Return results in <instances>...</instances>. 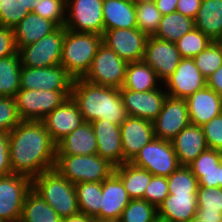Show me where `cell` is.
Instances as JSON below:
<instances>
[{"label": "cell", "instance_id": "1", "mask_svg": "<svg viewBox=\"0 0 222 222\" xmlns=\"http://www.w3.org/2000/svg\"><path fill=\"white\" fill-rule=\"evenodd\" d=\"M8 140L12 173L32 179L55 167L56 143L42 121H21Z\"/></svg>", "mask_w": 222, "mask_h": 222}, {"label": "cell", "instance_id": "2", "mask_svg": "<svg viewBox=\"0 0 222 222\" xmlns=\"http://www.w3.org/2000/svg\"><path fill=\"white\" fill-rule=\"evenodd\" d=\"M71 98L85 122L106 119L120 126L128 116L118 88L99 86L77 78L72 84Z\"/></svg>", "mask_w": 222, "mask_h": 222}, {"label": "cell", "instance_id": "3", "mask_svg": "<svg viewBox=\"0 0 222 222\" xmlns=\"http://www.w3.org/2000/svg\"><path fill=\"white\" fill-rule=\"evenodd\" d=\"M32 190L62 219L80 212L74 184L64 178L55 168L32 178Z\"/></svg>", "mask_w": 222, "mask_h": 222}, {"label": "cell", "instance_id": "4", "mask_svg": "<svg viewBox=\"0 0 222 222\" xmlns=\"http://www.w3.org/2000/svg\"><path fill=\"white\" fill-rule=\"evenodd\" d=\"M102 44V35L74 32L64 27L60 65L74 78H83Z\"/></svg>", "mask_w": 222, "mask_h": 222}, {"label": "cell", "instance_id": "5", "mask_svg": "<svg viewBox=\"0 0 222 222\" xmlns=\"http://www.w3.org/2000/svg\"><path fill=\"white\" fill-rule=\"evenodd\" d=\"M69 182H103L115 171V166L97 154L56 155L54 167Z\"/></svg>", "mask_w": 222, "mask_h": 222}, {"label": "cell", "instance_id": "6", "mask_svg": "<svg viewBox=\"0 0 222 222\" xmlns=\"http://www.w3.org/2000/svg\"><path fill=\"white\" fill-rule=\"evenodd\" d=\"M71 96V90H23L14 96L21 121H42Z\"/></svg>", "mask_w": 222, "mask_h": 222}, {"label": "cell", "instance_id": "7", "mask_svg": "<svg viewBox=\"0 0 222 222\" xmlns=\"http://www.w3.org/2000/svg\"><path fill=\"white\" fill-rule=\"evenodd\" d=\"M127 65V61L102 43L83 79L91 84L120 89L125 80Z\"/></svg>", "mask_w": 222, "mask_h": 222}, {"label": "cell", "instance_id": "8", "mask_svg": "<svg viewBox=\"0 0 222 222\" xmlns=\"http://www.w3.org/2000/svg\"><path fill=\"white\" fill-rule=\"evenodd\" d=\"M130 162L162 177H168L180 166L172 142L159 138L144 145Z\"/></svg>", "mask_w": 222, "mask_h": 222}, {"label": "cell", "instance_id": "9", "mask_svg": "<svg viewBox=\"0 0 222 222\" xmlns=\"http://www.w3.org/2000/svg\"><path fill=\"white\" fill-rule=\"evenodd\" d=\"M64 41V26L35 43L18 50L21 66L52 67L60 65Z\"/></svg>", "mask_w": 222, "mask_h": 222}, {"label": "cell", "instance_id": "10", "mask_svg": "<svg viewBox=\"0 0 222 222\" xmlns=\"http://www.w3.org/2000/svg\"><path fill=\"white\" fill-rule=\"evenodd\" d=\"M32 189V179L26 175L0 176V218L4 222H19L24 199Z\"/></svg>", "mask_w": 222, "mask_h": 222}, {"label": "cell", "instance_id": "11", "mask_svg": "<svg viewBox=\"0 0 222 222\" xmlns=\"http://www.w3.org/2000/svg\"><path fill=\"white\" fill-rule=\"evenodd\" d=\"M64 27L74 32L102 35L104 32L103 1L67 0Z\"/></svg>", "mask_w": 222, "mask_h": 222}, {"label": "cell", "instance_id": "12", "mask_svg": "<svg viewBox=\"0 0 222 222\" xmlns=\"http://www.w3.org/2000/svg\"><path fill=\"white\" fill-rule=\"evenodd\" d=\"M74 78L61 65L52 67H25L20 74L23 90H72Z\"/></svg>", "mask_w": 222, "mask_h": 222}, {"label": "cell", "instance_id": "13", "mask_svg": "<svg viewBox=\"0 0 222 222\" xmlns=\"http://www.w3.org/2000/svg\"><path fill=\"white\" fill-rule=\"evenodd\" d=\"M152 123L155 138L171 142L190 125L186 100L167 96L161 112Z\"/></svg>", "mask_w": 222, "mask_h": 222}, {"label": "cell", "instance_id": "14", "mask_svg": "<svg viewBox=\"0 0 222 222\" xmlns=\"http://www.w3.org/2000/svg\"><path fill=\"white\" fill-rule=\"evenodd\" d=\"M148 36L138 28L104 30L102 43L129 62L143 60Z\"/></svg>", "mask_w": 222, "mask_h": 222}, {"label": "cell", "instance_id": "15", "mask_svg": "<svg viewBox=\"0 0 222 222\" xmlns=\"http://www.w3.org/2000/svg\"><path fill=\"white\" fill-rule=\"evenodd\" d=\"M119 90L127 115L151 122L158 117L168 96L163 84L158 89L144 92L125 88Z\"/></svg>", "mask_w": 222, "mask_h": 222}, {"label": "cell", "instance_id": "16", "mask_svg": "<svg viewBox=\"0 0 222 222\" xmlns=\"http://www.w3.org/2000/svg\"><path fill=\"white\" fill-rule=\"evenodd\" d=\"M181 59L176 43L148 37L143 61L156 72L162 83L175 71Z\"/></svg>", "mask_w": 222, "mask_h": 222}, {"label": "cell", "instance_id": "17", "mask_svg": "<svg viewBox=\"0 0 222 222\" xmlns=\"http://www.w3.org/2000/svg\"><path fill=\"white\" fill-rule=\"evenodd\" d=\"M206 86V79L192 58H182L175 71L163 82L168 96L186 99Z\"/></svg>", "mask_w": 222, "mask_h": 222}, {"label": "cell", "instance_id": "18", "mask_svg": "<svg viewBox=\"0 0 222 222\" xmlns=\"http://www.w3.org/2000/svg\"><path fill=\"white\" fill-rule=\"evenodd\" d=\"M42 122L52 140L57 144L85 121L79 111L78 105L70 96L60 106L50 112Z\"/></svg>", "mask_w": 222, "mask_h": 222}, {"label": "cell", "instance_id": "19", "mask_svg": "<svg viewBox=\"0 0 222 222\" xmlns=\"http://www.w3.org/2000/svg\"><path fill=\"white\" fill-rule=\"evenodd\" d=\"M124 163L130 162L141 148L155 138L153 123L138 117L127 116L120 125Z\"/></svg>", "mask_w": 222, "mask_h": 222}, {"label": "cell", "instance_id": "20", "mask_svg": "<svg viewBox=\"0 0 222 222\" xmlns=\"http://www.w3.org/2000/svg\"><path fill=\"white\" fill-rule=\"evenodd\" d=\"M97 140V155L109 161L112 165L124 163V153L121 143L120 126L106 119L91 122Z\"/></svg>", "mask_w": 222, "mask_h": 222}, {"label": "cell", "instance_id": "21", "mask_svg": "<svg viewBox=\"0 0 222 222\" xmlns=\"http://www.w3.org/2000/svg\"><path fill=\"white\" fill-rule=\"evenodd\" d=\"M191 125L203 126L221 114L222 96L205 86L186 99Z\"/></svg>", "mask_w": 222, "mask_h": 222}, {"label": "cell", "instance_id": "22", "mask_svg": "<svg viewBox=\"0 0 222 222\" xmlns=\"http://www.w3.org/2000/svg\"><path fill=\"white\" fill-rule=\"evenodd\" d=\"M171 142L180 166H188L208 149L202 126L190 124Z\"/></svg>", "mask_w": 222, "mask_h": 222}, {"label": "cell", "instance_id": "23", "mask_svg": "<svg viewBox=\"0 0 222 222\" xmlns=\"http://www.w3.org/2000/svg\"><path fill=\"white\" fill-rule=\"evenodd\" d=\"M130 201L121 179L113 173L102 182L100 219H119Z\"/></svg>", "mask_w": 222, "mask_h": 222}, {"label": "cell", "instance_id": "24", "mask_svg": "<svg viewBox=\"0 0 222 222\" xmlns=\"http://www.w3.org/2000/svg\"><path fill=\"white\" fill-rule=\"evenodd\" d=\"M97 151L96 136L89 122H84L56 144V155H90Z\"/></svg>", "mask_w": 222, "mask_h": 222}, {"label": "cell", "instance_id": "25", "mask_svg": "<svg viewBox=\"0 0 222 222\" xmlns=\"http://www.w3.org/2000/svg\"><path fill=\"white\" fill-rule=\"evenodd\" d=\"M197 193L169 194L158 206V218L168 222H187L196 216Z\"/></svg>", "mask_w": 222, "mask_h": 222}, {"label": "cell", "instance_id": "26", "mask_svg": "<svg viewBox=\"0 0 222 222\" xmlns=\"http://www.w3.org/2000/svg\"><path fill=\"white\" fill-rule=\"evenodd\" d=\"M57 28L58 26L51 20L30 12L13 28L17 51L51 34Z\"/></svg>", "mask_w": 222, "mask_h": 222}, {"label": "cell", "instance_id": "27", "mask_svg": "<svg viewBox=\"0 0 222 222\" xmlns=\"http://www.w3.org/2000/svg\"><path fill=\"white\" fill-rule=\"evenodd\" d=\"M104 30L137 28L136 5L131 0L103 1Z\"/></svg>", "mask_w": 222, "mask_h": 222}, {"label": "cell", "instance_id": "28", "mask_svg": "<svg viewBox=\"0 0 222 222\" xmlns=\"http://www.w3.org/2000/svg\"><path fill=\"white\" fill-rule=\"evenodd\" d=\"M194 22L196 29L216 41L222 34V0H202Z\"/></svg>", "mask_w": 222, "mask_h": 222}, {"label": "cell", "instance_id": "29", "mask_svg": "<svg viewBox=\"0 0 222 222\" xmlns=\"http://www.w3.org/2000/svg\"><path fill=\"white\" fill-rule=\"evenodd\" d=\"M162 84L156 72L141 60L128 63L125 80L121 88L144 92L158 89Z\"/></svg>", "mask_w": 222, "mask_h": 222}, {"label": "cell", "instance_id": "30", "mask_svg": "<svg viewBox=\"0 0 222 222\" xmlns=\"http://www.w3.org/2000/svg\"><path fill=\"white\" fill-rule=\"evenodd\" d=\"M114 173L121 179L131 199H144L145 189L153 176L148 170L125 162L116 166Z\"/></svg>", "mask_w": 222, "mask_h": 222}, {"label": "cell", "instance_id": "31", "mask_svg": "<svg viewBox=\"0 0 222 222\" xmlns=\"http://www.w3.org/2000/svg\"><path fill=\"white\" fill-rule=\"evenodd\" d=\"M55 210L32 189L27 193L19 222H61Z\"/></svg>", "mask_w": 222, "mask_h": 222}, {"label": "cell", "instance_id": "32", "mask_svg": "<svg viewBox=\"0 0 222 222\" xmlns=\"http://www.w3.org/2000/svg\"><path fill=\"white\" fill-rule=\"evenodd\" d=\"M74 186L79 211L95 219H100L102 182H81L74 184Z\"/></svg>", "mask_w": 222, "mask_h": 222}, {"label": "cell", "instance_id": "33", "mask_svg": "<svg viewBox=\"0 0 222 222\" xmlns=\"http://www.w3.org/2000/svg\"><path fill=\"white\" fill-rule=\"evenodd\" d=\"M194 28V19L176 11L162 16L160 26L154 37L175 43Z\"/></svg>", "mask_w": 222, "mask_h": 222}, {"label": "cell", "instance_id": "34", "mask_svg": "<svg viewBox=\"0 0 222 222\" xmlns=\"http://www.w3.org/2000/svg\"><path fill=\"white\" fill-rule=\"evenodd\" d=\"M21 62L18 51L8 57L0 58V94L11 97L20 90Z\"/></svg>", "mask_w": 222, "mask_h": 222}, {"label": "cell", "instance_id": "35", "mask_svg": "<svg viewBox=\"0 0 222 222\" xmlns=\"http://www.w3.org/2000/svg\"><path fill=\"white\" fill-rule=\"evenodd\" d=\"M135 5L137 28L148 37L154 36L163 15L157 9L154 1L141 2Z\"/></svg>", "mask_w": 222, "mask_h": 222}, {"label": "cell", "instance_id": "36", "mask_svg": "<svg viewBox=\"0 0 222 222\" xmlns=\"http://www.w3.org/2000/svg\"><path fill=\"white\" fill-rule=\"evenodd\" d=\"M157 218V207L144 199H131L119 220L121 222H154Z\"/></svg>", "mask_w": 222, "mask_h": 222}, {"label": "cell", "instance_id": "37", "mask_svg": "<svg viewBox=\"0 0 222 222\" xmlns=\"http://www.w3.org/2000/svg\"><path fill=\"white\" fill-rule=\"evenodd\" d=\"M169 194L197 193L199 182L188 166H179L168 177Z\"/></svg>", "mask_w": 222, "mask_h": 222}, {"label": "cell", "instance_id": "38", "mask_svg": "<svg viewBox=\"0 0 222 222\" xmlns=\"http://www.w3.org/2000/svg\"><path fill=\"white\" fill-rule=\"evenodd\" d=\"M213 41L199 29L184 34L176 43L181 58H194L206 49Z\"/></svg>", "mask_w": 222, "mask_h": 222}, {"label": "cell", "instance_id": "39", "mask_svg": "<svg viewBox=\"0 0 222 222\" xmlns=\"http://www.w3.org/2000/svg\"><path fill=\"white\" fill-rule=\"evenodd\" d=\"M202 76L207 79L222 65V47L213 41L206 49L193 58Z\"/></svg>", "mask_w": 222, "mask_h": 222}, {"label": "cell", "instance_id": "40", "mask_svg": "<svg viewBox=\"0 0 222 222\" xmlns=\"http://www.w3.org/2000/svg\"><path fill=\"white\" fill-rule=\"evenodd\" d=\"M29 13L22 0H0V26L13 29Z\"/></svg>", "mask_w": 222, "mask_h": 222}, {"label": "cell", "instance_id": "41", "mask_svg": "<svg viewBox=\"0 0 222 222\" xmlns=\"http://www.w3.org/2000/svg\"><path fill=\"white\" fill-rule=\"evenodd\" d=\"M33 13L51 20L58 27L66 23V2L64 0H40Z\"/></svg>", "mask_w": 222, "mask_h": 222}, {"label": "cell", "instance_id": "42", "mask_svg": "<svg viewBox=\"0 0 222 222\" xmlns=\"http://www.w3.org/2000/svg\"><path fill=\"white\" fill-rule=\"evenodd\" d=\"M197 211L222 212V188L198 186Z\"/></svg>", "mask_w": 222, "mask_h": 222}, {"label": "cell", "instance_id": "43", "mask_svg": "<svg viewBox=\"0 0 222 222\" xmlns=\"http://www.w3.org/2000/svg\"><path fill=\"white\" fill-rule=\"evenodd\" d=\"M20 122L15 99L11 97L0 98V132L9 133Z\"/></svg>", "mask_w": 222, "mask_h": 222}, {"label": "cell", "instance_id": "44", "mask_svg": "<svg viewBox=\"0 0 222 222\" xmlns=\"http://www.w3.org/2000/svg\"><path fill=\"white\" fill-rule=\"evenodd\" d=\"M169 195L167 177L153 175L144 192V200L158 208Z\"/></svg>", "mask_w": 222, "mask_h": 222}, {"label": "cell", "instance_id": "45", "mask_svg": "<svg viewBox=\"0 0 222 222\" xmlns=\"http://www.w3.org/2000/svg\"><path fill=\"white\" fill-rule=\"evenodd\" d=\"M209 149L222 151V114L202 126Z\"/></svg>", "mask_w": 222, "mask_h": 222}, {"label": "cell", "instance_id": "46", "mask_svg": "<svg viewBox=\"0 0 222 222\" xmlns=\"http://www.w3.org/2000/svg\"><path fill=\"white\" fill-rule=\"evenodd\" d=\"M222 161V151L207 149L202 152L191 164L188 165L191 171H210L216 168Z\"/></svg>", "mask_w": 222, "mask_h": 222}, {"label": "cell", "instance_id": "47", "mask_svg": "<svg viewBox=\"0 0 222 222\" xmlns=\"http://www.w3.org/2000/svg\"><path fill=\"white\" fill-rule=\"evenodd\" d=\"M198 179L199 186L205 188L219 187L221 182V162L216 165L214 170L210 171H191Z\"/></svg>", "mask_w": 222, "mask_h": 222}, {"label": "cell", "instance_id": "48", "mask_svg": "<svg viewBox=\"0 0 222 222\" xmlns=\"http://www.w3.org/2000/svg\"><path fill=\"white\" fill-rule=\"evenodd\" d=\"M16 52L13 29L0 26V58L11 56Z\"/></svg>", "mask_w": 222, "mask_h": 222}, {"label": "cell", "instance_id": "49", "mask_svg": "<svg viewBox=\"0 0 222 222\" xmlns=\"http://www.w3.org/2000/svg\"><path fill=\"white\" fill-rule=\"evenodd\" d=\"M12 174L8 133L0 132V176Z\"/></svg>", "mask_w": 222, "mask_h": 222}, {"label": "cell", "instance_id": "50", "mask_svg": "<svg viewBox=\"0 0 222 222\" xmlns=\"http://www.w3.org/2000/svg\"><path fill=\"white\" fill-rule=\"evenodd\" d=\"M202 0H178L176 11L180 14L195 19Z\"/></svg>", "mask_w": 222, "mask_h": 222}, {"label": "cell", "instance_id": "51", "mask_svg": "<svg viewBox=\"0 0 222 222\" xmlns=\"http://www.w3.org/2000/svg\"><path fill=\"white\" fill-rule=\"evenodd\" d=\"M206 86L222 96V65L206 79Z\"/></svg>", "mask_w": 222, "mask_h": 222}, {"label": "cell", "instance_id": "52", "mask_svg": "<svg viewBox=\"0 0 222 222\" xmlns=\"http://www.w3.org/2000/svg\"><path fill=\"white\" fill-rule=\"evenodd\" d=\"M154 2L162 15L176 12L178 0H154Z\"/></svg>", "mask_w": 222, "mask_h": 222}, {"label": "cell", "instance_id": "53", "mask_svg": "<svg viewBox=\"0 0 222 222\" xmlns=\"http://www.w3.org/2000/svg\"><path fill=\"white\" fill-rule=\"evenodd\" d=\"M196 216L204 222H222V212L197 211Z\"/></svg>", "mask_w": 222, "mask_h": 222}, {"label": "cell", "instance_id": "54", "mask_svg": "<svg viewBox=\"0 0 222 222\" xmlns=\"http://www.w3.org/2000/svg\"><path fill=\"white\" fill-rule=\"evenodd\" d=\"M94 220L95 218L81 212L62 219L63 222H94Z\"/></svg>", "mask_w": 222, "mask_h": 222}, {"label": "cell", "instance_id": "55", "mask_svg": "<svg viewBox=\"0 0 222 222\" xmlns=\"http://www.w3.org/2000/svg\"><path fill=\"white\" fill-rule=\"evenodd\" d=\"M22 1H23L24 8L27 11L32 12L40 0H22Z\"/></svg>", "mask_w": 222, "mask_h": 222}, {"label": "cell", "instance_id": "56", "mask_svg": "<svg viewBox=\"0 0 222 222\" xmlns=\"http://www.w3.org/2000/svg\"><path fill=\"white\" fill-rule=\"evenodd\" d=\"M94 222H121L119 219H95Z\"/></svg>", "mask_w": 222, "mask_h": 222}, {"label": "cell", "instance_id": "57", "mask_svg": "<svg viewBox=\"0 0 222 222\" xmlns=\"http://www.w3.org/2000/svg\"><path fill=\"white\" fill-rule=\"evenodd\" d=\"M187 222H204V221L199 219V217L194 216L193 218L189 219Z\"/></svg>", "mask_w": 222, "mask_h": 222}, {"label": "cell", "instance_id": "58", "mask_svg": "<svg viewBox=\"0 0 222 222\" xmlns=\"http://www.w3.org/2000/svg\"><path fill=\"white\" fill-rule=\"evenodd\" d=\"M134 4H138V3H141V2H151V1H154V0H131Z\"/></svg>", "mask_w": 222, "mask_h": 222}, {"label": "cell", "instance_id": "59", "mask_svg": "<svg viewBox=\"0 0 222 222\" xmlns=\"http://www.w3.org/2000/svg\"><path fill=\"white\" fill-rule=\"evenodd\" d=\"M216 42L222 47V34L220 37L216 40Z\"/></svg>", "mask_w": 222, "mask_h": 222}, {"label": "cell", "instance_id": "60", "mask_svg": "<svg viewBox=\"0 0 222 222\" xmlns=\"http://www.w3.org/2000/svg\"><path fill=\"white\" fill-rule=\"evenodd\" d=\"M220 188H222V161H221V182H220Z\"/></svg>", "mask_w": 222, "mask_h": 222}, {"label": "cell", "instance_id": "61", "mask_svg": "<svg viewBox=\"0 0 222 222\" xmlns=\"http://www.w3.org/2000/svg\"><path fill=\"white\" fill-rule=\"evenodd\" d=\"M154 222H168V221L157 218Z\"/></svg>", "mask_w": 222, "mask_h": 222}]
</instances>
